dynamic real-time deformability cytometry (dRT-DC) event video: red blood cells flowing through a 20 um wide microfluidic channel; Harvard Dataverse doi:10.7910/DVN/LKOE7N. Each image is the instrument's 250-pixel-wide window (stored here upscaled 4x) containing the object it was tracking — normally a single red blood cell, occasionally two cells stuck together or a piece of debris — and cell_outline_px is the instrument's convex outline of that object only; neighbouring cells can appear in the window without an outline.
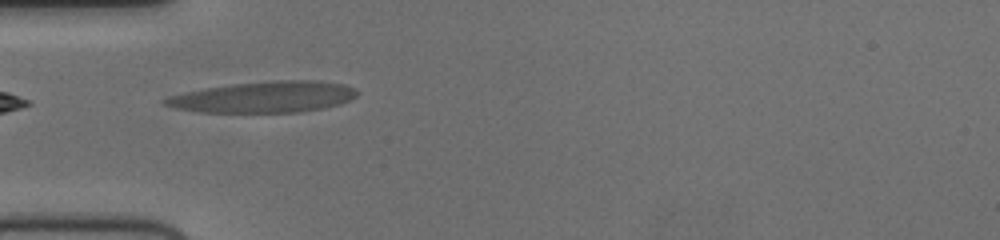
{"species": "human", "species_latin": "Homo sapiens", "temperature_condition": "cold", "stored_images_in_passage": 39, "camera_frame_rate_fps": 3000, "um_per_image_px": 0.085, "donor": {"sex": "female"}, "frame": {"image": 1, "passage_image": 1, "time_ms": 0.0, "image_size_px": [1000, 240], "cell_outline_px": [[360, 92], [356, 96], [340, 104], [324, 108], [296, 112], [200, 112], [176, 108], [164, 104], [160, 100], [168, 96], [184, 92], [204, 88], [232, 84], [280, 80], [316, 80], [344, 84], [356, 88]], "centroid_in_image_um": [22.45, 8.24], "position_along_channel_um": 62.6, "area_um2": 34.85}}
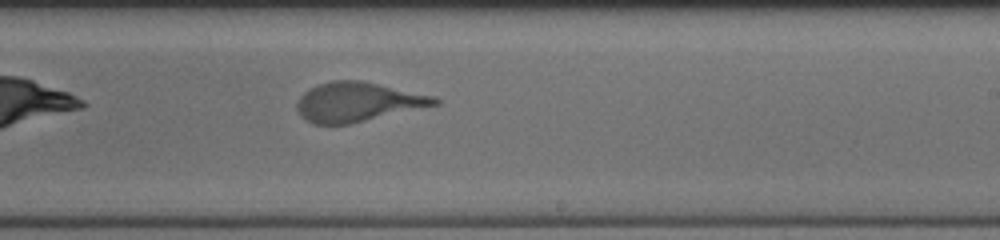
{"frame": {"image": 2, "passage_image": 17, "time_ms": 5.333, "image_size_px": [1000, 240], "cell_outline_px": [[440, 104], [348, 124], [312, 124], [304, 120], [300, 116], [296, 108], [296, 104], [300, 96], [308, 88], [316, 84], [332, 80], [360, 80], [436, 96], [440, 100]], "centroid_in_image_um": [30.37, 8.66], "position_along_channel_um": 258.6, "area_um2": 31.73}}
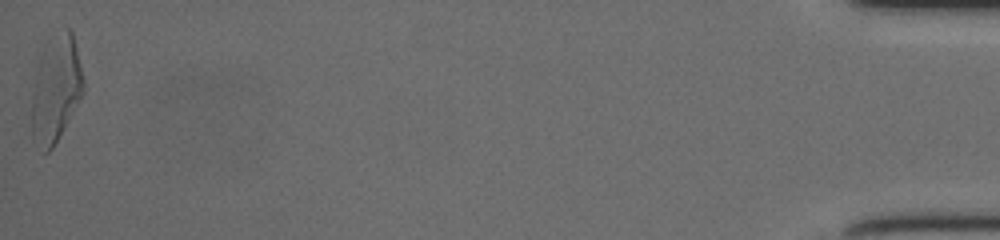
{"frame": {"image": 3, "passage_image": 39, "time_ms": 12.667, "image_size_px": [1000, 240], "cell_outline_px": [[84, 92], [52, 148], [48, 152], [44, 152], [32, 140], [32, 96], [36, 72], [40, 56], [44, 44], [48, 40], [68, 28], [72, 32], [84, 80]], "centroid_in_image_um": [4.74, 7.58], "position_along_channel_um": 430.5, "area_um2": 31.56}}